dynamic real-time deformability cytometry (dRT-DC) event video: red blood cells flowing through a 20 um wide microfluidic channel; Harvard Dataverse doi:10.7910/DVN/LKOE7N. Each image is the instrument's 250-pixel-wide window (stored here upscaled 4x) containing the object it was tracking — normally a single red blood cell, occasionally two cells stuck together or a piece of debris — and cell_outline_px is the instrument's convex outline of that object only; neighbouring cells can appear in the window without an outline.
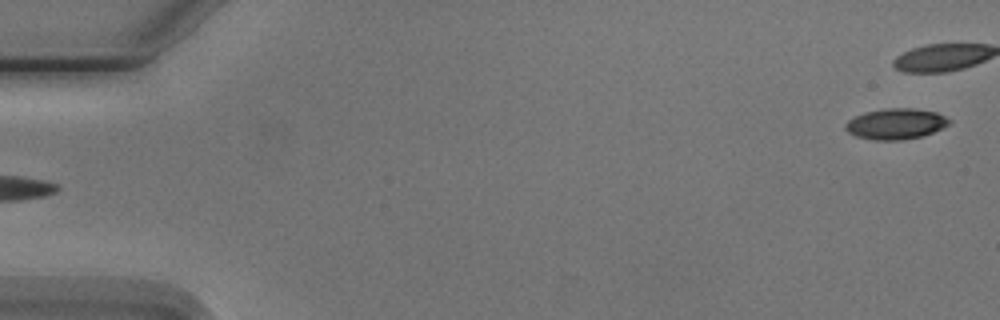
{"species": "Egyptian fruit bat (a non-hibernating species)", "species_latin": "Rousettus aegyptiacus", "temperature_condition": "cold", "stored_images_in_passage": 6, "segment_of_instrument_passage": [2, 2], "camera_frame_rate_fps": 3000, "um_per_image_px": 0.085, "animal": {"sex": "male"}, "frame": {"image": 1, "passage_image": 6, "time_ms": 6.0, "image_size_px": [1000, 320], "cell_outline_px": [[952, 120], [948, 124], [932, 132], [920, 136], [900, 140], [876, 140], [856, 136], [848, 132], [844, 128], [844, 124], [848, 120], [864, 112], [884, 108], [916, 108], [936, 112]], "centroid_in_image_um": [76.11, 10.51], "position_along_channel_um": 8.9, "area_um2": 18.5}}